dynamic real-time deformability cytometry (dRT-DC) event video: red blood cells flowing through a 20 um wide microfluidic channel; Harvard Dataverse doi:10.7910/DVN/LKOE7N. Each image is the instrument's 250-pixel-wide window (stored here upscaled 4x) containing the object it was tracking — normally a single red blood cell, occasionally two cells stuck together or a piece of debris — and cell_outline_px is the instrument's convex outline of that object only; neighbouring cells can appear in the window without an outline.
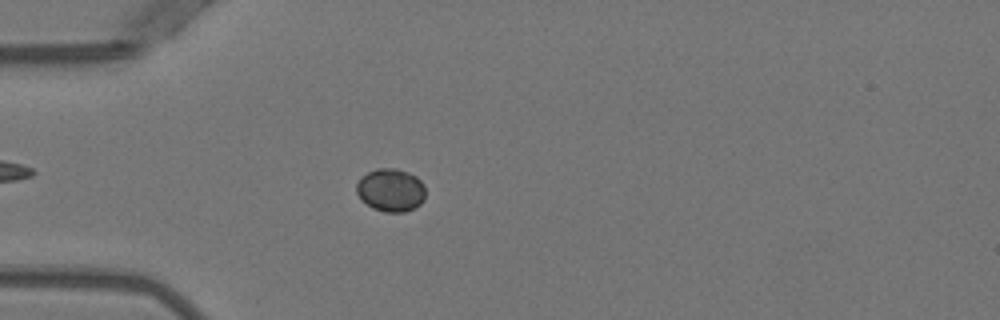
{"species": "Egyptian fruit bat (a non-hibernating species)", "species_latin": "Rousettus aegyptiacus", "temperature_condition": "warm", "stored_images_in_passage": 42, "camera_frame_rate_fps": 3000, "um_per_image_px": 0.085, "animal": {"sex": "female"}, "frame": {"image": 1, "passage_image": 12, "time_ms": 3.667, "image_size_px": [1000, 320], "cell_outline_px": [[424, 200], [420, 204], [404, 212], [384, 212], [372, 208], [356, 192], [356, 184], [368, 172], [376, 168], [396, 168], [408, 172], [416, 176], [424, 184]], "centroid_in_image_um": [33.23, 16.15], "position_along_channel_um": 51.8, "area_um2": 17.11}}
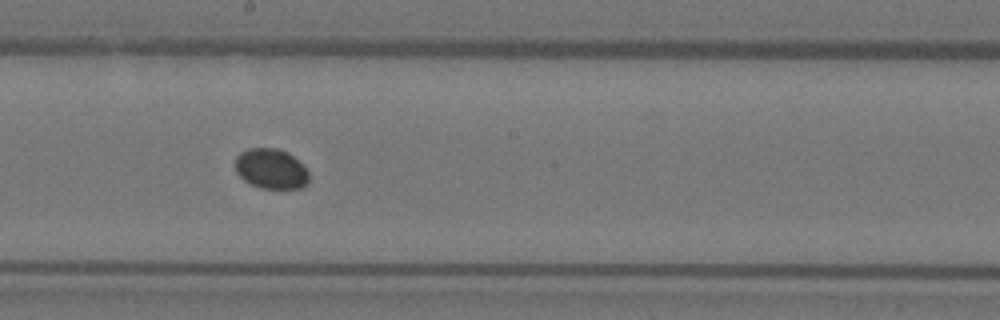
{"frame": {"image": 2, "passage_image": 26, "time_ms": 8.333, "image_size_px": [1000, 320], "cell_outline_px": [[308, 180], [300, 188], [260, 188], [244, 180], [236, 172], [236, 156], [240, 152], [248, 148], [276, 148], [288, 152], [308, 172]], "centroid_in_image_um": [23.0, 14.33], "position_along_channel_um": 225.2, "area_um2": 16.94}}
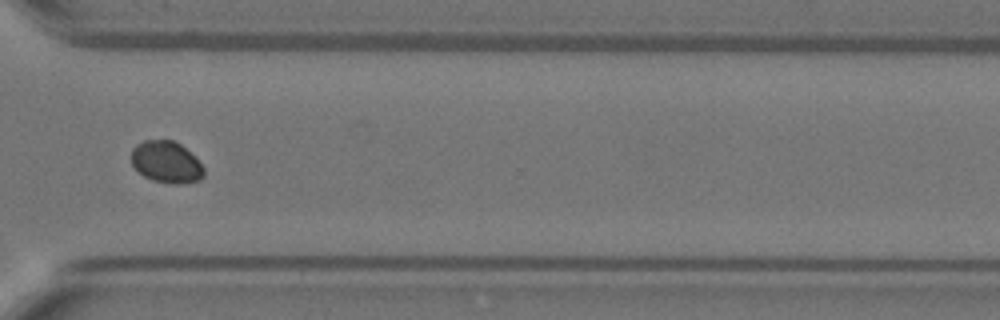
{"frame": {"image": 3, "passage_image": 36, "time_ms": 11.667, "image_size_px": [1000, 320], "cell_outline_px": [[204, 176], [200, 180], [180, 184], [176, 184], [152, 180], [144, 176], [132, 164], [132, 148], [136, 144], [144, 140], [172, 140], [180, 144], [204, 168]], "centroid_in_image_um": [14.12, 13.78], "position_along_channel_um": 356.5, "area_um2": 17.34}}